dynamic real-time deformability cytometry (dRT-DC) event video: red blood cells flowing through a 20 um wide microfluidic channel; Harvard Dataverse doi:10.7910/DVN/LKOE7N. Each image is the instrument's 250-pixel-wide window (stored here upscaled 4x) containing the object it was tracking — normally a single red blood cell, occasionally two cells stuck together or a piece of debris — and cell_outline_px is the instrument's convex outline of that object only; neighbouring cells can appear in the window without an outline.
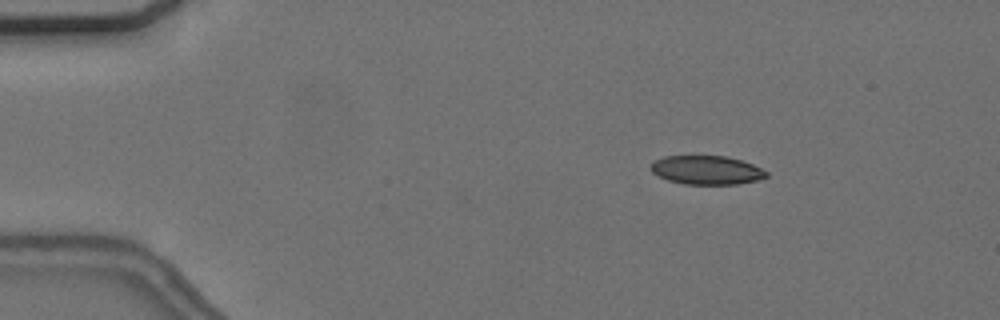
{"species": "common noctule bat (a hibernating species)", "species_latin": "Nyctalus noctula", "temperature_condition": "cold", "stored_images_in_passage": 50, "camera_frame_rate_fps": 3000, "um_per_image_px": 0.085, "animal": {"sex": "female", "body_mass_g": 24.6, "forearm_length_mm": 56.2}, "frame": {"image": 1, "passage_image": 3, "time_ms": 0.667, "image_size_px": [1000, 320], "cell_outline_px": [[768, 176], [760, 180], [736, 184], [684, 184], [668, 180], [652, 172], [648, 168], [652, 160], [664, 156], [728, 156], [752, 164], [768, 172]], "centroid_in_image_um": [60.03, 14.45], "position_along_channel_um": 25.0, "area_um2": 19.54}}
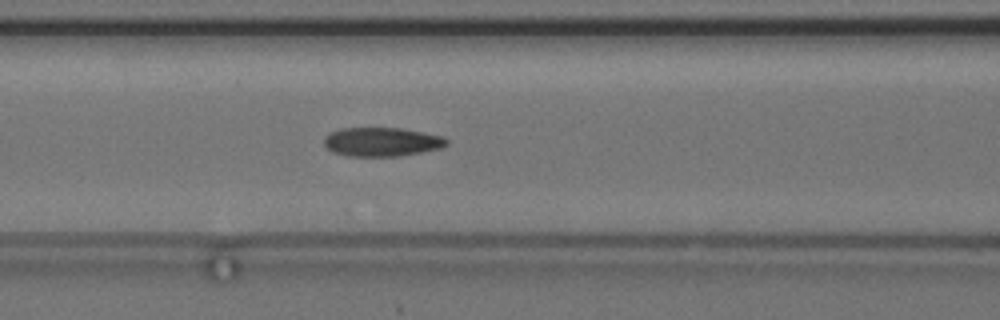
{"frame": {"image": 2, "passage_image": 18, "time_ms": 5.667, "image_size_px": [1000, 320], "cell_outline_px": [[448, 144], [440, 148], [400, 156], [348, 156], [332, 152], [324, 144], [324, 136], [328, 132], [340, 128], [400, 128], [424, 132], [444, 136], [448, 140]], "centroid_in_image_um": [32.43, 12.05], "position_along_channel_um": 134.2, "area_um2": 20.81}}
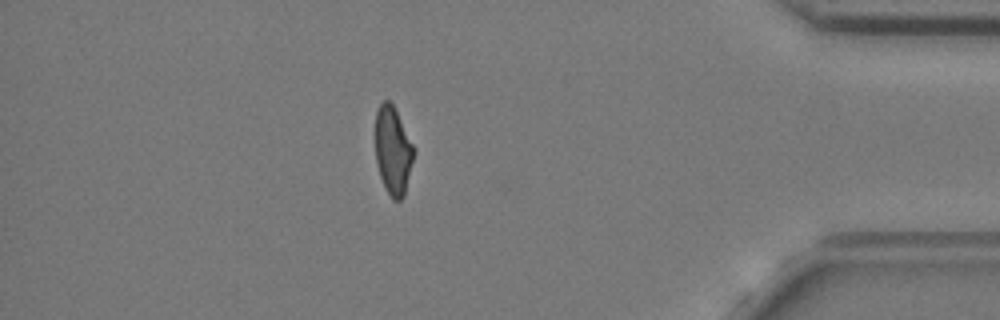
{"frame": {"image": 3, "passage_image": 43, "time_ms": 14.0, "image_size_px": [1000, 320], "cell_outline_px": [[416, 152], [404, 196], [400, 200], [392, 200], [380, 176], [376, 164], [376, 112], [380, 104], [384, 100], [388, 100], [392, 104], [416, 148]], "centroid_in_image_um": [33.43, 12.82], "position_along_channel_um": 401.8, "area_um2": 19.83}, "authors_computed_cell_mechanics": {"area_um2": 20.6346, "velocity_mm_per_s": 3.6866, "shape_relaxation_time_tau1_ms": 9.5046, "shape_relaxation_time_tau2_ms": 2.7175, "deformation_change_tau1": 0.1784, "deformation_change_tau2": 0.0867}}